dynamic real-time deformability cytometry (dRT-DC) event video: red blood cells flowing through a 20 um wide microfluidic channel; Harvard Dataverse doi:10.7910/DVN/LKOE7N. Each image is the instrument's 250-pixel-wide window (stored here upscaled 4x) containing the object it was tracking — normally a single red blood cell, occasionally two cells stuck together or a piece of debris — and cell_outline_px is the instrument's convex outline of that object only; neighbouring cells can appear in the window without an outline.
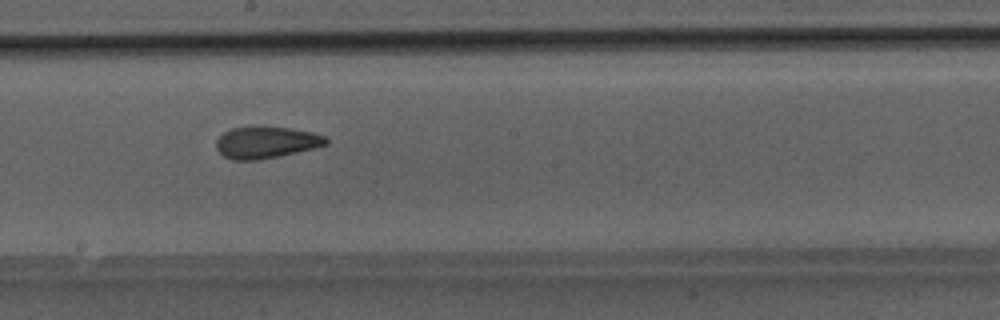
{"species": "Egyptian fruit bat (a non-hibernating species)", "species_latin": "Rousettus aegyptiacus", "temperature_condition": "room temperature", "stored_images_in_passage": 28, "camera_frame_rate_fps": 3000, "um_per_image_px": 0.085, "animal": {"sex": "male"}, "frame": {"image": 1, "passage_image": 13, "time_ms": 4.0, "image_size_px": [1000, 320], "cell_outline_px": [[328, 144], [296, 152], [260, 160], [232, 160], [224, 156], [216, 148], [216, 140], [224, 132], [232, 128], [252, 124], [292, 128], [312, 132], [324, 136], [328, 140]], "centroid_in_image_um": [22.58, 12.07], "position_along_channel_um": 225.6, "area_um2": 20.69}}
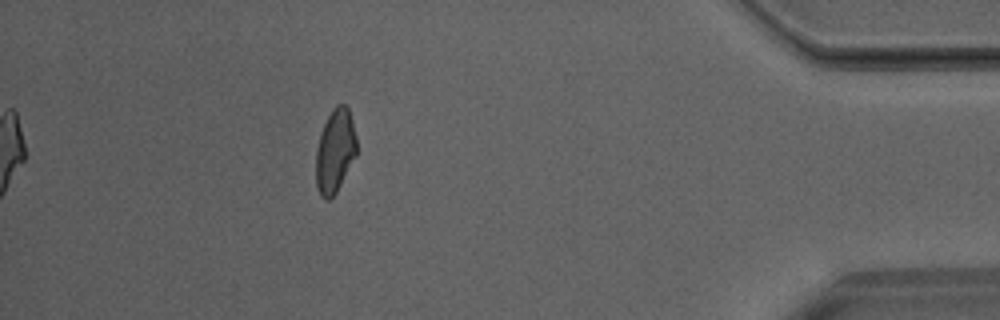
{"frame": {"image": 2, "passage_image": 28, "time_ms": 9.0, "image_size_px": [1000, 320], "cell_outline_px": [[356, 156], [336, 192], [328, 200], [324, 200], [320, 196], [316, 188], [316, 148], [320, 132], [332, 108], [336, 104], [344, 104], [348, 108], [352, 120], [356, 136]], "centroid_in_image_um": [28.46, 12.83], "position_along_channel_um": 406.7, "area_um2": 19.94}}